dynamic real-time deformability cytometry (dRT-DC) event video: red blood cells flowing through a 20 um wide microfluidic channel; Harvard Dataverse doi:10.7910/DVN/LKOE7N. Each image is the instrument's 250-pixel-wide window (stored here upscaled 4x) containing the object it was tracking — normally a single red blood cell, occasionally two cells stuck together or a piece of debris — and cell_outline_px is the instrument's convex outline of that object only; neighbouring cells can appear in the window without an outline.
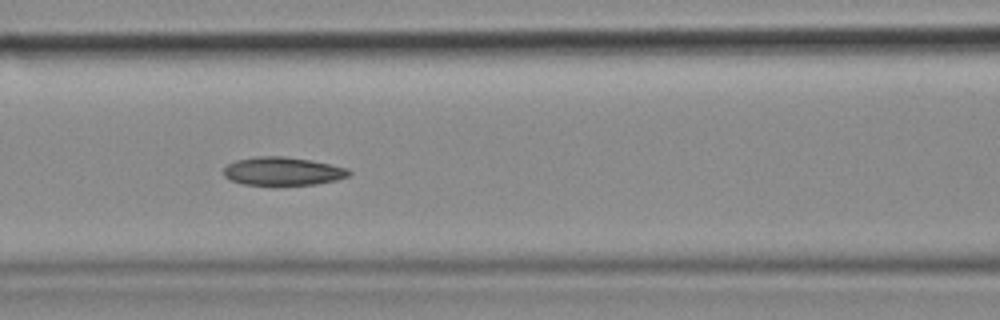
{"species": "common noctule bat (a hibernating species)", "species_latin": "Nyctalus noctula", "temperature_condition": "cold", "stored_images_in_passage": 41, "camera_frame_rate_fps": 3000, "um_per_image_px": 0.085, "animal": {"sex": "female", "body_mass_g": 18.4}, "frame": {"image": 1, "passage_image": 21, "time_ms": 6.667, "image_size_px": [1000, 320], "cell_outline_px": [[352, 172], [348, 176], [336, 180], [316, 184], [244, 184], [232, 180], [224, 176], [224, 168], [228, 164], [236, 160], [256, 156], [284, 156], [308, 160], [348, 168]], "centroid_in_image_um": [24.03, 14.54], "position_along_channel_um": 142.6, "area_um2": 20.29}}